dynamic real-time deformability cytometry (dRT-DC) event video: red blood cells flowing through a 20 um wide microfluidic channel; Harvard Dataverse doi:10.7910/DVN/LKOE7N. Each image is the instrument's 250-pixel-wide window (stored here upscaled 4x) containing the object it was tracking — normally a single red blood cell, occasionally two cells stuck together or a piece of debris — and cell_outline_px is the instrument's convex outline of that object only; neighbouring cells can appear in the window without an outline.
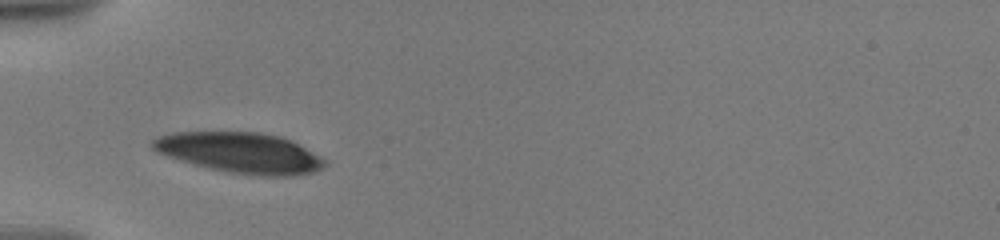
{"species": "human", "species_latin": "Homo sapiens", "temperature_condition": "warm", "stored_images_in_passage": 66, "camera_frame_rate_fps": 3000, "um_per_image_px": 0.085, "donor": {"sex": "male"}, "frame": {"image": 1, "passage_image": 1, "time_ms": 0.0, "image_size_px": [1000, 240], "cell_outline_px": [[328, 164], [312, 172], [288, 176], [264, 176], [232, 172], [212, 168], [196, 164], [168, 156], [152, 148], [152, 140], [160, 136], [172, 132], [260, 132], [280, 136], [292, 140], [320, 156]], "centroid_in_image_um": [20.46, 12.96], "position_along_channel_um": 64.5, "area_um2": 40.0}}
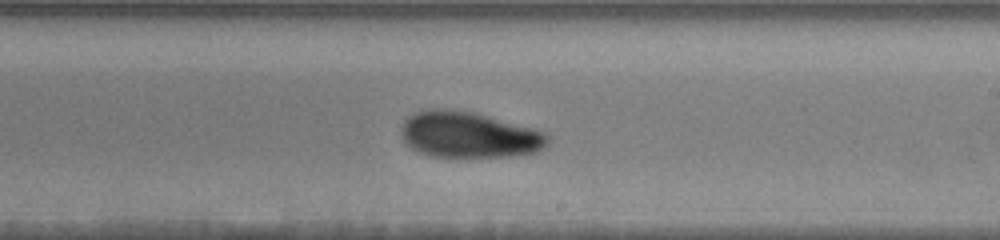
{"frame": {"image": 2, "passage_image": 28, "time_ms": 5.333, "image_size_px": [1000, 240], "cell_outline_px": [[548, 144], [544, 148], [536, 152], [508, 156], [428, 156], [404, 144], [400, 136], [400, 128], [404, 120], [408, 116], [416, 112], [432, 108], [444, 108], [476, 112], [532, 128], [544, 132], [548, 136]], "centroid_in_image_um": [39.8, 11.44], "position_along_channel_um": 249.2, "area_um2": 39.48}}
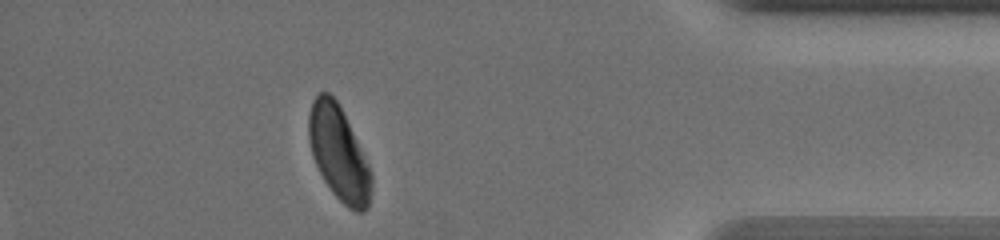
{"frame": {"image": 3, "passage_image": 58, "time_ms": 10.667, "image_size_px": [1000, 240], "cell_outline_px": [[372, 184], [368, 208], [364, 212], [356, 212], [348, 208], [332, 192], [324, 180], [312, 156], [308, 140], [308, 116], [312, 100], [320, 92], [328, 92], [336, 100], [368, 164], [372, 176]], "centroid_in_image_um": [28.77, 13.06], "position_along_channel_um": 406.4, "area_um2": 33.87}, "authors_computed_cell_mechanics": {"area_um2": 38.0902, "velocity_mm_per_s": 3.56, "shape_relaxation_time_tau1_ms": 3.8172, "shape_relaxation_time_tau2_ms": 3.0928, "deformation_change_tau1": 0.134, "deformation_change_tau2": 0.0778}}